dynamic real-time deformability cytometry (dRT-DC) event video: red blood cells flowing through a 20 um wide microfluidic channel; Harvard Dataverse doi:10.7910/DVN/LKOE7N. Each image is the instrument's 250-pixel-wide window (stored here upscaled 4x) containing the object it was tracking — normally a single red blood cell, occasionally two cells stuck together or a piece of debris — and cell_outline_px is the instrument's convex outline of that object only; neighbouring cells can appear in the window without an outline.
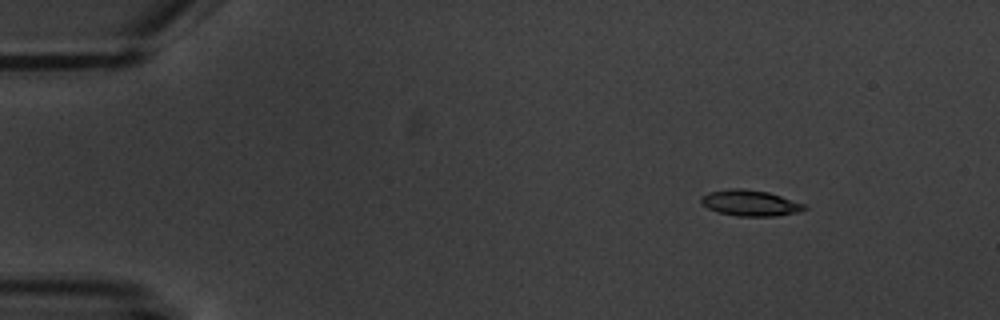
{"species": "common noctule bat (a hibernating species)", "species_latin": "Nyctalus noctula", "temperature_condition": "warm", "stored_images_in_passage": 6, "camera_frame_rate_fps": 3000, "um_per_image_px": 0.085, "animal": {"sex": "male", "body_mass_g": 20.1, "forearm_length_mm": 53.5}, "frame": {"image": 1, "passage_image": 1, "time_ms": 0.0, "image_size_px": [1000, 320], "cell_outline_px": [[808, 208], [796, 212], [776, 216], [736, 216], [720, 212], [708, 208], [700, 200], [700, 196], [708, 192], [728, 188], [740, 188], [768, 192], [804, 204]], "centroid_in_image_um": [63.73, 17.25], "position_along_channel_um": 21.3, "area_um2": 15.43}}
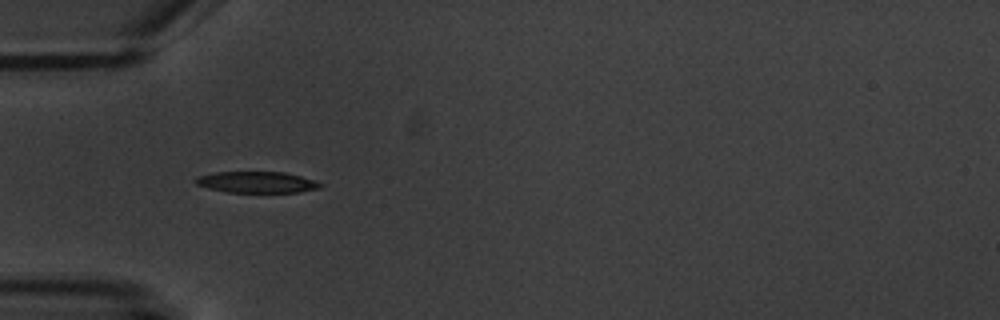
{"frame": {"image": 2, "passage_image": 4, "time_ms": 3.667, "image_size_px": [1000, 320], "cell_outline_px": [[324, 184], [320, 188], [300, 192], [228, 192], [208, 188], [196, 184], [192, 180], [196, 176], [216, 172], [284, 172], [316, 180]], "centroid_in_image_um": [21.82, 15.48], "position_along_channel_um": 63.2, "area_um2": 15.55}}